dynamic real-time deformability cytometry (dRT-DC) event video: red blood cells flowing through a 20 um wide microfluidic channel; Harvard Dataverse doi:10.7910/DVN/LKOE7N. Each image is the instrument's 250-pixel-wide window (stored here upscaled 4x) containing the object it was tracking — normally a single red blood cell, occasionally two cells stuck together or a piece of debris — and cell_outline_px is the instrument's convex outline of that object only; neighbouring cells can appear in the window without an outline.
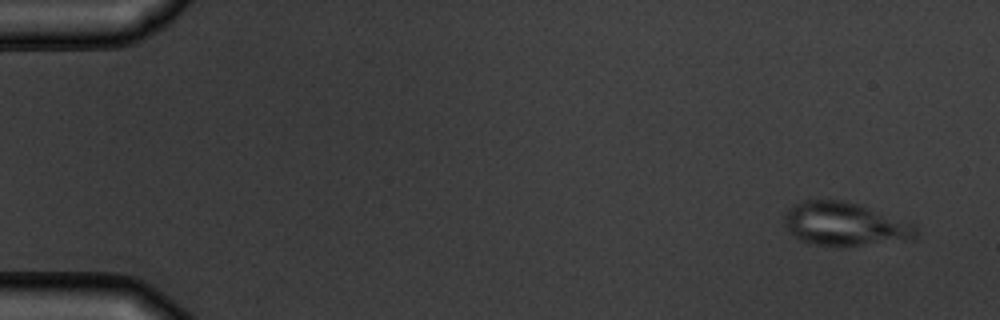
{"species": "common noctule bat (a hibernating species)", "species_latin": "Nyctalus noctula", "temperature_condition": "warm", "stored_images_in_passage": 4, "camera_frame_rate_fps": 3000, "um_per_image_px": 0.085, "animal": {"sex": "male", "body_mass_g": 19.5, "forearm_length_mm": 54.6}, "frame": {"image": 1, "passage_image": 1, "time_ms": 0.0, "image_size_px": [1000, 320], "cell_outline_px": [[916, 236], [908, 240], [844, 248], [840, 248], [812, 244], [800, 240], [792, 236], [788, 232], [784, 224], [784, 216], [788, 208], [804, 200], [844, 200], [916, 224]], "centroid_in_image_um": [71.77, 19.09], "position_along_channel_um": 13.2, "area_um2": 33.81}}